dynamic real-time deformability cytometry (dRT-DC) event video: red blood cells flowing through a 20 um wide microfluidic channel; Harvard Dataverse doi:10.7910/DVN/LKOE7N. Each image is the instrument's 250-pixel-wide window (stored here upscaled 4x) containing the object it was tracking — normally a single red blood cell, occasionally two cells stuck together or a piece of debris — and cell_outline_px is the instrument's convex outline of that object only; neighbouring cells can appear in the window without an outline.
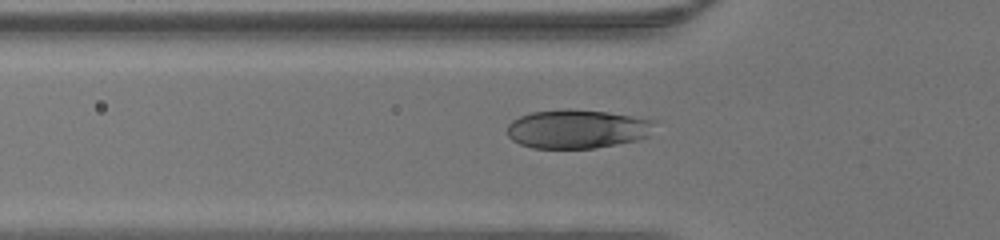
{"species": "human", "species_latin": "Homo sapiens", "temperature_condition": "warm", "stored_images_in_passage": 33, "camera_frame_rate_fps": 3000, "um_per_image_px": 0.085, "donor": {"sex": "male"}, "frame": {"image": 1, "passage_image": 2, "time_ms": 0.333, "image_size_px": [1000, 240], "cell_outline_px": [[656, 120], [648, 136], [636, 140], [596, 148], [532, 148], [520, 144], [512, 140], [508, 136], [508, 124], [512, 120], [520, 116], [532, 112], [564, 108], [568, 108], [608, 112]], "centroid_in_image_um": [49.04, 10.95], "position_along_channel_um": 76.8, "area_um2": 33.47}}
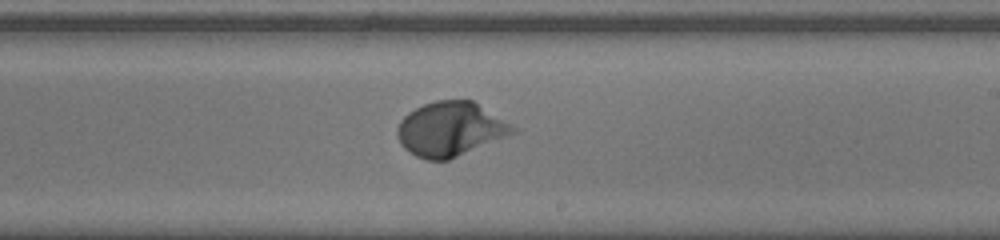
{"frame": {"image": 2, "passage_image": 14, "time_ms": 4.333, "image_size_px": [1000, 240], "cell_outline_px": [[520, 132], [448, 160], [424, 160], [408, 152], [400, 144], [396, 136], [396, 128], [400, 120], [408, 112], [424, 104], [436, 100], [472, 100], [520, 128]], "centroid_in_image_um": [38.31, 10.98], "position_along_channel_um": 250.7, "area_um2": 37.17}}
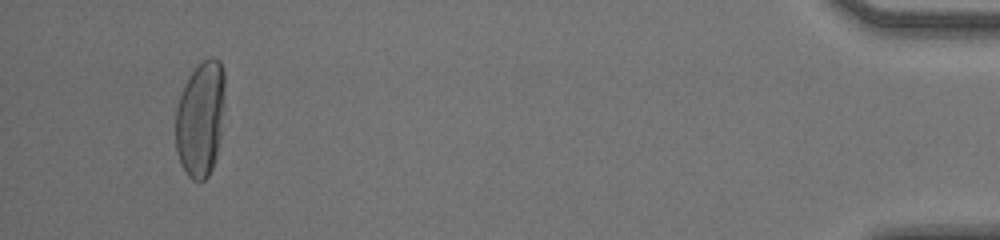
{"frame": {"image": 3, "passage_image": 31, "time_ms": 10.0, "image_size_px": [1000, 240], "cell_outline_px": [[224, 108], [220, 136], [216, 156], [212, 168], [208, 176], [204, 180], [192, 180], [188, 176], [180, 164], [176, 152], [176, 108], [184, 84], [188, 76], [208, 56], [216, 56], [220, 60], [224, 72]], "centroid_in_image_um": [17.04, 10.08], "position_along_channel_um": 418.2, "area_um2": 33.47}}